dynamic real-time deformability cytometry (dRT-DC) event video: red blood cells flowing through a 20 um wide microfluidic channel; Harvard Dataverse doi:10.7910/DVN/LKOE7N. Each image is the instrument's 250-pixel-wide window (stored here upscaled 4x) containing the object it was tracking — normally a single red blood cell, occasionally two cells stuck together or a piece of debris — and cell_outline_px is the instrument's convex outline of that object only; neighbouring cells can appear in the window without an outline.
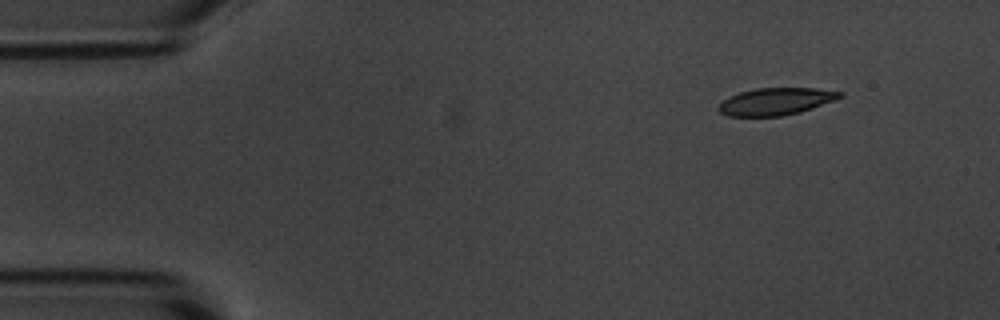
{"species": "common noctule bat (a hibernating species)", "species_latin": "Nyctalus noctula", "temperature_condition": "room temperature", "stored_images_in_passage": 4, "camera_frame_rate_fps": 3000, "um_per_image_px": 0.085, "animal": {"sex": "male", "body_mass_g": 20.1, "forearm_length_mm": 53.5}, "frame": {"image": 1, "passage_image": 1, "time_ms": 0.0, "image_size_px": [1000, 320], "cell_outline_px": [[844, 96], [812, 108], [800, 112], [780, 116], [728, 116], [720, 112], [716, 108], [728, 96], [740, 92], [756, 88], [816, 88], [844, 92]], "centroid_in_image_um": [65.94, 8.62], "position_along_channel_um": 19.1, "area_um2": 19.19}}
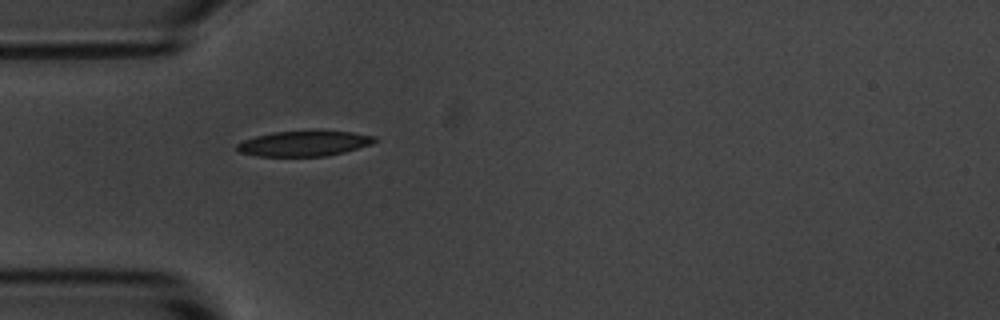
{"frame": {"image": 2, "passage_image": 4, "time_ms": 3.333, "image_size_px": [1000, 320], "cell_outline_px": [[380, 140], [372, 144], [344, 152], [324, 156], [256, 156], [240, 152], [236, 148], [236, 144], [244, 140], [256, 136], [272, 132], [316, 128], [352, 132], [376, 136]], "centroid_in_image_um": [25.91, 12.15], "position_along_channel_um": 59.1, "area_um2": 21.15}}